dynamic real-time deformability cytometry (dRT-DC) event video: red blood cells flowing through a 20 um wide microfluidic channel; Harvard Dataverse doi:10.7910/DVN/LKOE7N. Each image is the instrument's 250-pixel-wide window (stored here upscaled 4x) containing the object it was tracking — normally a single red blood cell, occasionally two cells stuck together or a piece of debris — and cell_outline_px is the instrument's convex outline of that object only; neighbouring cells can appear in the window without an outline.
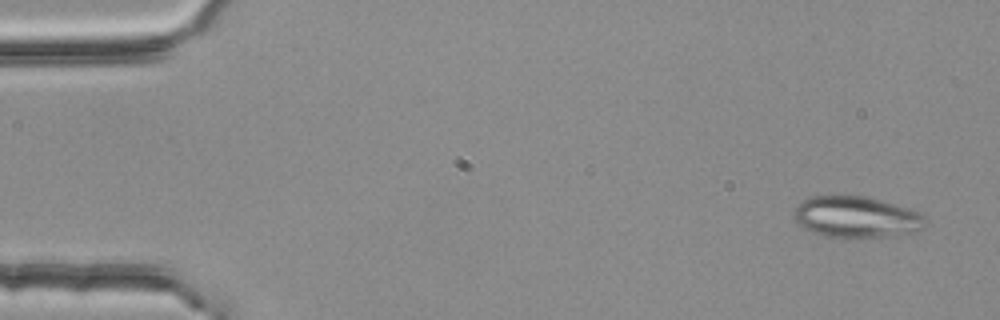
{"species": "common noctule bat (a hibernating species)", "species_latin": "Nyctalus noctula", "temperature_condition": "room temperature", "stored_images_in_passage": 5, "camera_frame_rate_fps": 3000, "um_per_image_px": 0.085, "animal": {"sex": "female", "body_mass_g": 25.1}, "frame": {"image": 1, "passage_image": 1, "time_ms": 0.0, "image_size_px": [1000, 320], "cell_outline_px": [[924, 224], [920, 228], [912, 232], [888, 236], [824, 236], [800, 228], [792, 216], [792, 208], [800, 200], [812, 196], [864, 196], [880, 200], [908, 208], [920, 212], [924, 216]], "centroid_in_image_um": [72.66, 18.42], "position_along_channel_um": 12.3, "area_um2": 31.44}}